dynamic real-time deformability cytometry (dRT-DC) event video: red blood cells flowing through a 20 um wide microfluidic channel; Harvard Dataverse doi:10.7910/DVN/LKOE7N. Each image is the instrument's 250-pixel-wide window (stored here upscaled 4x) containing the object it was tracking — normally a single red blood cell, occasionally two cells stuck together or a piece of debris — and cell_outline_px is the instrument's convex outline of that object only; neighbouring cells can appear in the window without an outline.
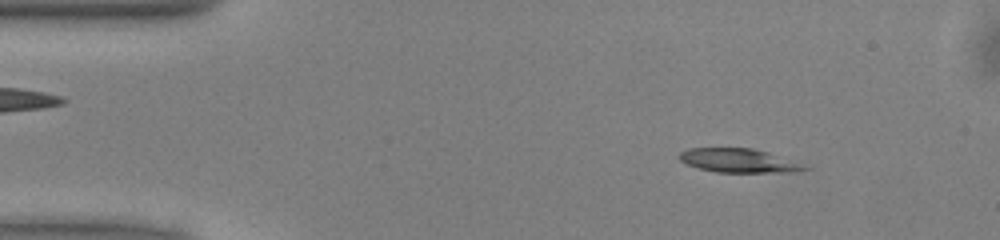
{"species": "common noctule bat (a hibernating species)", "species_latin": "Nyctalus noctula", "temperature_condition": "warm", "stored_images_in_passage": 50, "camera_frame_rate_fps": 3000, "um_per_image_px": 0.085, "animal": {"sex": "male", "body_mass_g": 13.0, "forearm_length_mm": 53.1}, "frame": {"image": 1, "passage_image": 7, "time_ms": 2.0, "image_size_px": [1000, 240], "cell_outline_px": [[812, 168], [792, 172], [716, 172], [700, 168], [688, 164], [680, 160], [680, 152], [688, 148], [752, 148], [768, 152]], "centroid_in_image_um": [62.78, 13.64], "position_along_channel_um": 22.2, "area_um2": 17.11}}
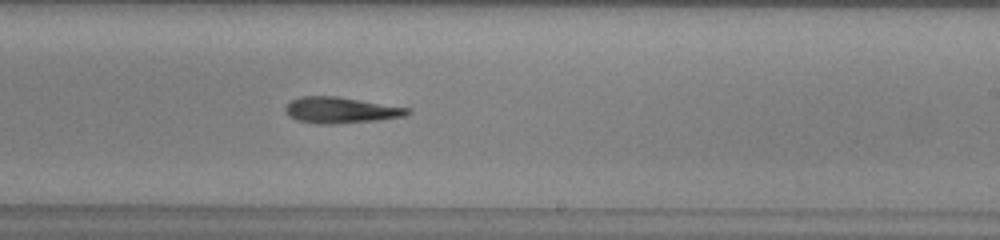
{"frame": {"image": 2, "passage_image": 30, "time_ms": 9.667, "image_size_px": [1000, 240], "cell_outline_px": [[412, 112], [404, 116], [376, 120], [332, 124], [316, 124], [296, 120], [288, 116], [284, 112], [284, 108], [292, 100], [300, 96], [336, 96], [412, 108]], "centroid_in_image_um": [28.95, 9.36], "position_along_channel_um": 260.1, "area_um2": 18.67}}
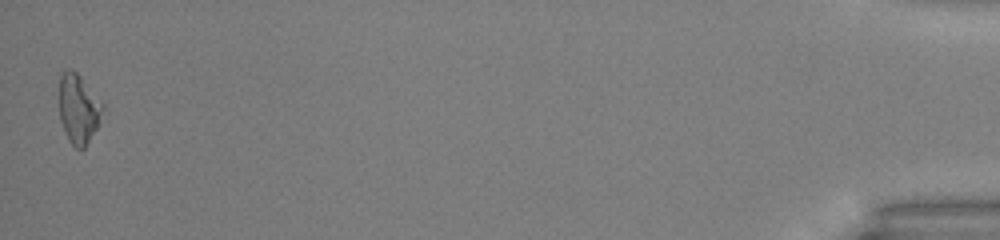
{"frame": {"image": 3, "passage_image": 50, "time_ms": 16.333, "image_size_px": [1000, 240], "cell_outline_px": [[104, 108], [100, 124], [84, 148], [80, 152], [68, 140], [64, 132], [60, 120], [60, 76], [68, 68], [76, 72], [80, 76], [104, 104]], "centroid_in_image_um": [6.7, 9.3], "position_along_channel_um": 428.5, "area_um2": 17.69}}